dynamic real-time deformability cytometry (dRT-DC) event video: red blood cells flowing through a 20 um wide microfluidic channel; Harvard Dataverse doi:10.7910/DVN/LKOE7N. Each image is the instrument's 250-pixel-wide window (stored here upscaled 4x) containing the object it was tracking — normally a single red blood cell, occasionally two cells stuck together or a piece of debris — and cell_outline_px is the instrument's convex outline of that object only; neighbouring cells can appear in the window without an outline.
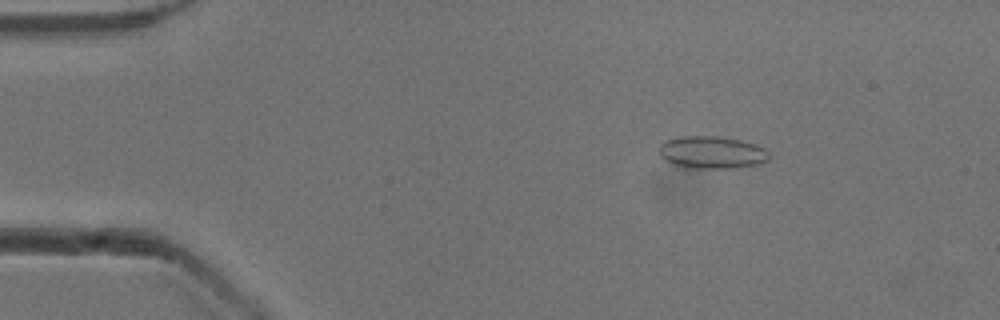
{"species": "common noctule bat (a hibernating species)", "species_latin": "Nyctalus noctula", "temperature_condition": "cold", "stored_images_in_passage": 51, "camera_frame_rate_fps": 3000, "um_per_image_px": 0.085, "animal": {"sex": "male", "body_mass_g": 13.3}, "frame": {"image": 1, "passage_image": 7, "time_ms": 2.0, "image_size_px": [1000, 320], "cell_outline_px": [[768, 160], [760, 164], [732, 168], [684, 168], [664, 160], [660, 156], [660, 144], [664, 140], [676, 136], [716, 136], [740, 140], [756, 144], [764, 148], [768, 152]], "centroid_in_image_um": [60.47, 12.95], "position_along_channel_um": 24.5, "area_um2": 20.98}}
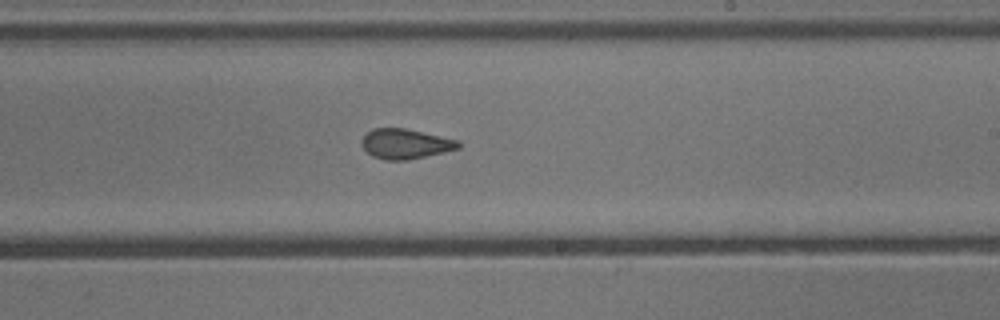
{"frame": {"image": 2, "passage_image": 30, "time_ms": 9.667, "image_size_px": [1000, 320], "cell_outline_px": [[460, 148], [444, 152], [408, 160], [384, 160], [372, 156], [360, 144], [360, 140], [372, 128], [404, 128], [460, 140]], "centroid_in_image_um": [34.45, 12.23], "position_along_channel_um": 254.5, "area_um2": 16.94}}
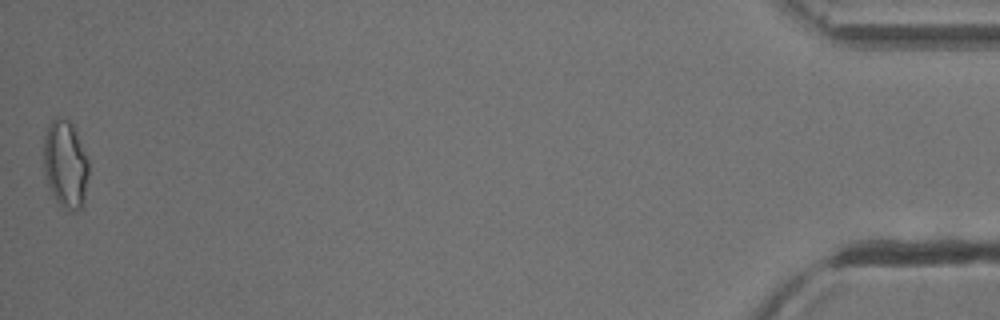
{"frame": {"image": 3, "passage_image": 51, "time_ms": 16.667, "image_size_px": [1000, 320], "cell_outline_px": [[88, 172], [84, 204], [80, 208], [72, 212], [68, 212], [56, 200], [48, 184], [44, 172], [44, 136], [48, 124], [56, 116], [68, 116], [76, 132], [88, 160]], "centroid_in_image_um": [5.56, 13.93], "position_along_channel_um": 429.6, "area_um2": 23.18}, "authors_computed_cell_mechanics": {"area_um2": 17.9758, "velocity_mm_per_s": 3.9185, "shape_relaxation_time_tau1_ms": null, "shape_relaxation_time_tau2_ms": 1.1006, "deformation_change_tau1": null, "deformation_change_tau2": 0.0571}}